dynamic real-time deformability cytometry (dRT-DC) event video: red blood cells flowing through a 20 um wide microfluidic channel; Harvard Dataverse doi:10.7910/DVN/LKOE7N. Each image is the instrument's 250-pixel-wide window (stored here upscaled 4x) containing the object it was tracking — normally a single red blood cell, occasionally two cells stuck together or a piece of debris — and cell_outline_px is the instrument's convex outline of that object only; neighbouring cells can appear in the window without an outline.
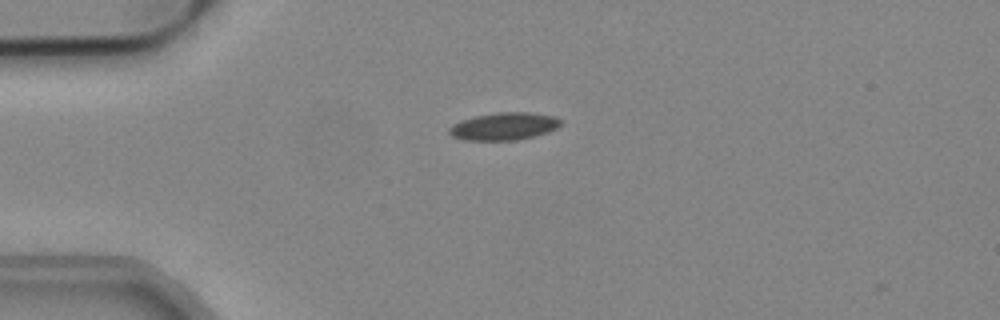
{"species": "common noctule bat (a hibernating species)", "species_latin": "Nyctalus noctula", "temperature_condition": "cold", "stored_images_in_passage": 3, "camera_frame_rate_fps": 3000, "um_per_image_px": 0.085, "animal": {"sex": "male", "body_mass_g": 19.2, "forearm_length_mm": 51.8}, "frame": {"image": 1, "passage_image": 2, "time_ms": 0.333, "image_size_px": [1000, 320], "cell_outline_px": [[564, 120], [556, 128], [548, 132], [516, 140], [464, 140], [452, 136], [448, 132], [448, 128], [452, 124], [460, 120], [476, 116], [496, 112], [532, 112], [552, 116]], "centroid_in_image_um": [42.82, 10.73], "position_along_channel_um": 42.2, "area_um2": 17.92}}